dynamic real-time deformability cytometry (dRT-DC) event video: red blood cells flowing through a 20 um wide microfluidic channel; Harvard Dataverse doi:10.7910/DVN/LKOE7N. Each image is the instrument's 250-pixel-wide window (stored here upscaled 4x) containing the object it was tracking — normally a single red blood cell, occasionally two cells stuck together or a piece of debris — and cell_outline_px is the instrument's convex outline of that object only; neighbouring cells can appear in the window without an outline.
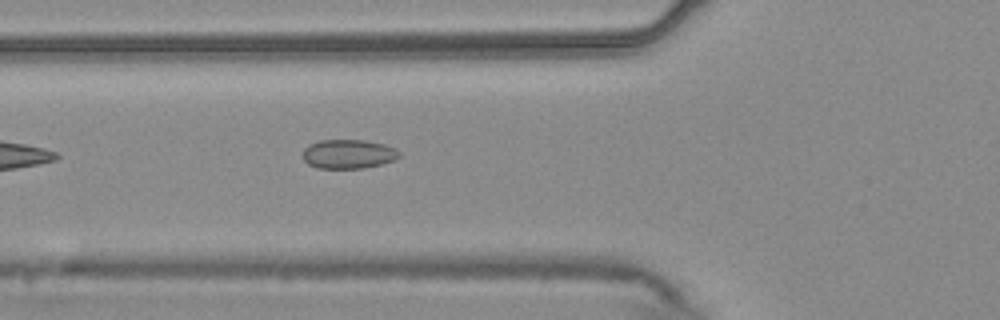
{"species": "common noctule bat (a hibernating species)", "species_latin": "Nyctalus noctula", "temperature_condition": "warm", "stored_images_in_passage": 15, "camera_frame_rate_fps": 3000, "um_per_image_px": 0.085, "animal": {"sex": "male", "body_mass_g": 20.4}, "frame": {"image": 1, "passage_image": 5, "time_ms": 1.333, "image_size_px": [1000, 320], "cell_outline_px": [[400, 156], [392, 160], [380, 164], [364, 168], [316, 168], [308, 164], [304, 160], [304, 148], [320, 140], [364, 140], [384, 144], [396, 148], [400, 152]], "centroid_in_image_um": [29.62, 13.09], "position_along_channel_um": 96.2, "area_um2": 16.24}}
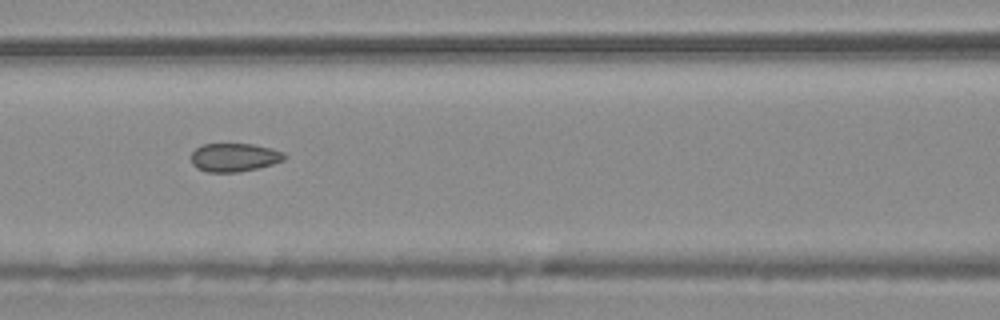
{"frame": {"image": 2, "passage_image": 9, "time_ms": 2.667, "image_size_px": [1000, 320], "cell_outline_px": [[288, 156], [284, 160], [272, 164], [240, 172], [208, 172], [196, 168], [192, 164], [192, 152], [196, 148], [204, 144], [252, 144], [272, 148], [284, 152]], "centroid_in_image_um": [19.94, 13.38], "position_along_channel_um": 146.7, "area_um2": 15.49}}